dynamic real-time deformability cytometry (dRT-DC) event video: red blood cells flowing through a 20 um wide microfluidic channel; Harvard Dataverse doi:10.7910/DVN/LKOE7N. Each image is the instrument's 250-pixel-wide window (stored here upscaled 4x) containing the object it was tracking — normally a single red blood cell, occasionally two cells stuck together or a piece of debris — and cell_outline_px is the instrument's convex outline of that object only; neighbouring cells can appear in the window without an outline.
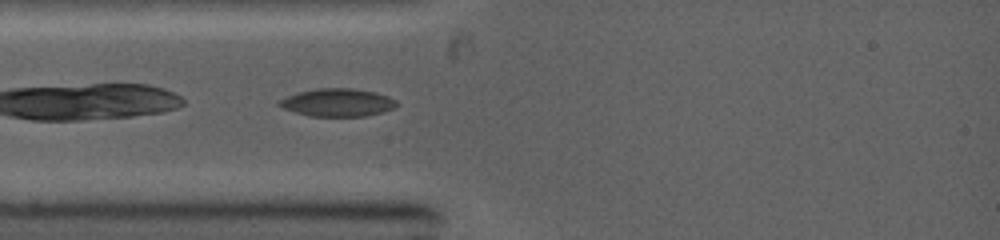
{"species": "common noctule bat (a hibernating species)", "species_latin": "Nyctalus noctula", "temperature_condition": "warm", "stored_images_in_passage": 2, "camera_frame_rate_fps": 5000, "um_per_image_px": 0.085, "animal": {"sex": "female", "body_mass_g": 19.0, "forearm_length_mm": 53.3}, "frame": {"image": 1, "passage_image": 2, "time_ms": 0.6, "image_size_px": [1000, 240], "cell_outline_px": [[396, 104], [392, 108], [380, 112], [364, 116], [312, 116], [296, 112], [284, 108], [276, 104], [276, 100], [296, 92], [316, 88], [352, 88], [376, 92], [388, 96], [396, 100]], "centroid_in_image_um": [28.62, 8.69], "position_along_channel_um": 56.4, "area_um2": 19.02}}